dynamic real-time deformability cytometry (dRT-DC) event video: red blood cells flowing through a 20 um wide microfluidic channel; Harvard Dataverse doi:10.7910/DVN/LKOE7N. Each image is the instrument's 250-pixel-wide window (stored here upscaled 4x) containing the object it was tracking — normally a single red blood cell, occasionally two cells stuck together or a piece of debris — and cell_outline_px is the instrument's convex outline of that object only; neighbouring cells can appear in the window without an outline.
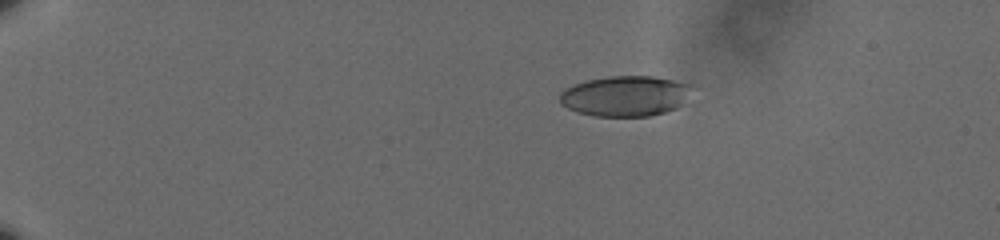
{"species": "human", "species_latin": "Homo sapiens", "temperature_condition": "cold", "stored_images_in_passage": 48, "camera_frame_rate_fps": 3000, "um_per_image_px": 0.085, "donor": {"sex": "male"}, "frame": {"image": 1, "passage_image": 1, "time_ms": 0.0, "image_size_px": [1000, 240], "cell_outline_px": [[692, 84], [680, 104], [676, 108], [664, 112], [648, 116], [596, 116], [580, 112], [568, 108], [560, 104], [560, 92], [564, 88], [588, 80], [608, 76], [652, 76]], "centroid_in_image_um": [53.09, 8.15], "position_along_channel_um": 31.9, "area_um2": 30.63}}
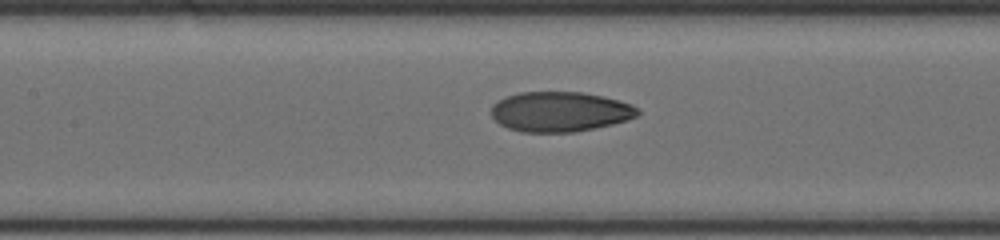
{"frame": {"image": 2, "passage_image": 20, "time_ms": 6.333, "image_size_px": [1000, 240], "cell_outline_px": [[640, 112], [636, 116], [628, 120], [612, 124], [576, 132], [520, 132], [508, 128], [500, 124], [492, 116], [492, 104], [504, 96], [520, 92], [584, 92], [604, 96], [632, 104]], "centroid_in_image_um": [47.59, 9.49], "position_along_channel_um": 159.8, "area_um2": 34.28}}
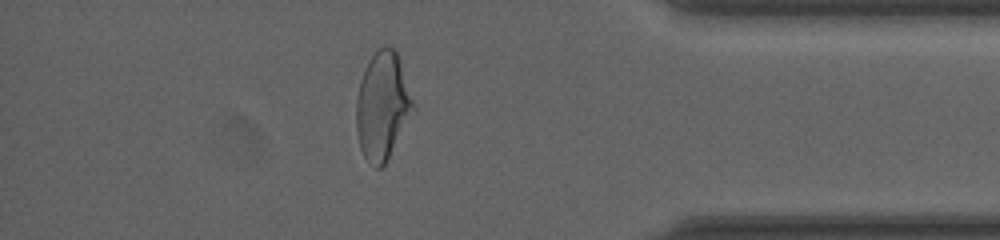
{"frame": {"image": 3, "passage_image": 42, "time_ms": 13.667, "image_size_px": [1000, 240], "cell_outline_px": [[416, 112], [384, 164], [380, 168], [376, 168], [364, 156], [360, 148], [356, 132], [356, 100], [360, 80], [368, 60], [384, 44], [388, 44], [396, 48], [416, 108]], "centroid_in_image_um": [32.54, 8.98], "position_along_channel_um": 402.7, "area_um2": 36.18}, "authors_computed_cell_mechanics": {"area_um2": 34.3621, "velocity_mm_per_s": 3.6022, "shape_relaxation_time_tau1_ms": 6.0217, "shape_relaxation_time_tau2_ms": 1.7301, "deformation_change_tau1": 0.1984, "deformation_change_tau2": 0.0556}}